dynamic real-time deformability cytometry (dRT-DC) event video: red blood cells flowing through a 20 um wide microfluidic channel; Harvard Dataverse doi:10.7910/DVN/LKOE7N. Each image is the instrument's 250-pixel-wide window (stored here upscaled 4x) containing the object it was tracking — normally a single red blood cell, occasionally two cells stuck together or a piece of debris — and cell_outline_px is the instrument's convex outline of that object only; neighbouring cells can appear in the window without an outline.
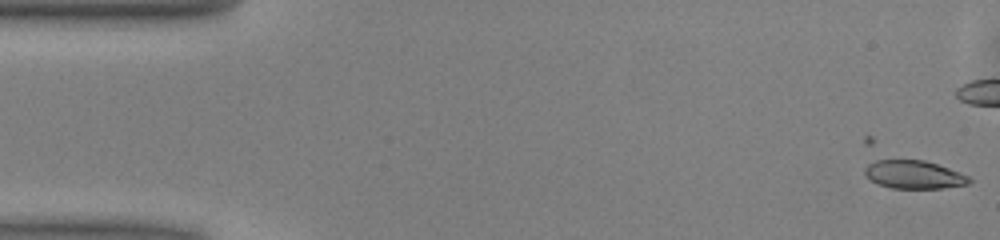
{"species": "common noctule bat (a hibernating species)", "species_latin": "Nyctalus noctula", "temperature_condition": "warm", "stored_images_in_passage": 25, "camera_frame_rate_fps": 3000, "um_per_image_px": 0.085, "animal": {"sex": "male", "body_mass_g": 13.0, "forearm_length_mm": 53.1}, "frame": {"image": 1, "passage_image": 1, "time_ms": 0.0, "image_size_px": [1000, 240], "cell_outline_px": [[972, 180], [968, 184], [940, 188], [892, 188], [876, 184], [864, 176], [864, 168], [876, 156], [880, 156], [924, 160], [960, 172], [968, 176]], "centroid_in_image_um": [77.54, 14.78], "position_along_channel_um": 7.5, "area_um2": 18.03}}